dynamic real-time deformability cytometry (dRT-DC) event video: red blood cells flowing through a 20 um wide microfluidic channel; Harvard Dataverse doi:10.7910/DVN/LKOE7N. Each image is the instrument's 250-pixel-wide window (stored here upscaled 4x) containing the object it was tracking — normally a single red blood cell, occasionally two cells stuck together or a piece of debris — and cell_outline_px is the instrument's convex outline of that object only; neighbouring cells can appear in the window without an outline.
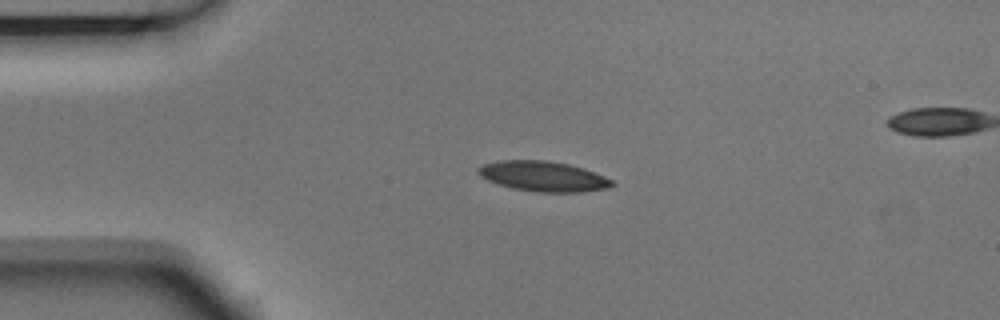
{"species": "Egyptian fruit bat (a non-hibernating species)", "species_latin": "Rousettus aegyptiacus", "temperature_condition": "room temperature", "stored_images_in_passage": 3, "camera_frame_rate_fps": 3000, "um_per_image_px": 0.085, "animal": {"sex": "male"}, "frame": {"image": 1, "passage_image": 1, "time_ms": 0.0, "image_size_px": [1000, 320], "cell_outline_px": [[616, 184], [608, 188], [584, 192], [536, 192], [512, 188], [488, 180], [480, 176], [476, 172], [476, 168], [484, 164], [500, 160], [544, 160], [568, 164], [584, 168], [604, 176], [612, 180]], "centroid_in_image_um": [46.18, 14.99], "position_along_channel_um": 38.8, "area_um2": 23.58}}
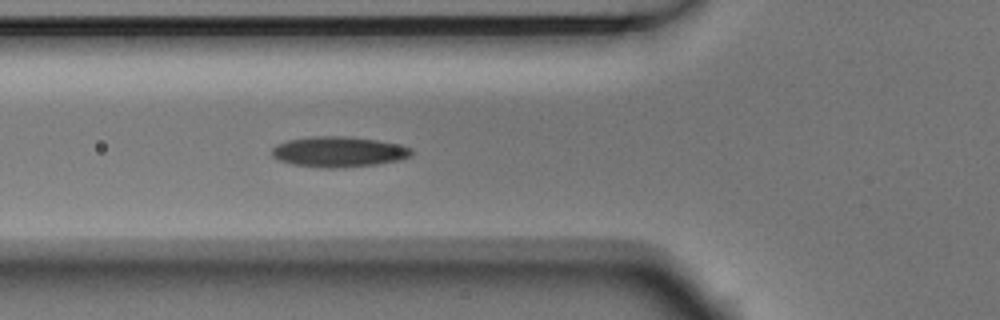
{"frame": {"image": 2, "passage_image": 3, "time_ms": 0.667, "image_size_px": [1000, 320], "cell_outline_px": [[412, 156], [400, 160], [376, 164], [344, 168], [324, 168], [292, 164], [280, 160], [272, 156], [272, 148], [276, 144], [288, 140], [312, 136], [344, 136], [376, 140], [400, 144], [412, 148]], "centroid_in_image_um": [28.8, 12.9], "position_along_channel_um": 97.0, "area_um2": 24.91}}